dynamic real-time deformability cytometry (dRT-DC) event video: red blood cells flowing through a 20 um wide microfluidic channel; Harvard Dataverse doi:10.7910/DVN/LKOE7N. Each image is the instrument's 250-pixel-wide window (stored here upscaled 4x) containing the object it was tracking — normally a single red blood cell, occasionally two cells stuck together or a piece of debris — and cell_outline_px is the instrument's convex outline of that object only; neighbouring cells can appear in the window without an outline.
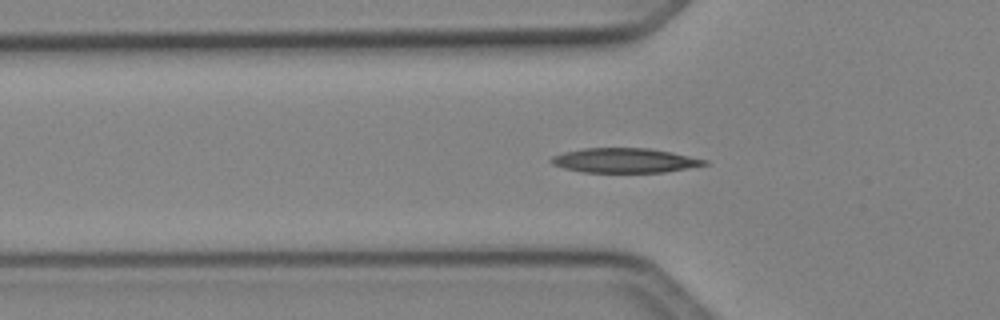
{"species": "Egyptian fruit bat (a non-hibernating species)", "species_latin": "Rousettus aegyptiacus", "temperature_condition": "cold", "stored_images_in_passage": 30, "camera_frame_rate_fps": 3000, "um_per_image_px": 0.085, "animal": {"sex": "female"}, "frame": {"image": 1, "passage_image": 2, "time_ms": 0.333, "image_size_px": [1000, 320], "cell_outline_px": [[708, 164], [688, 168], [664, 172], [584, 172], [564, 168], [552, 164], [548, 160], [552, 156], [564, 152], [584, 148], [648, 148], [672, 152], [708, 160]], "centroid_in_image_um": [53.09, 13.63], "position_along_channel_um": 72.7, "area_um2": 21.91}}
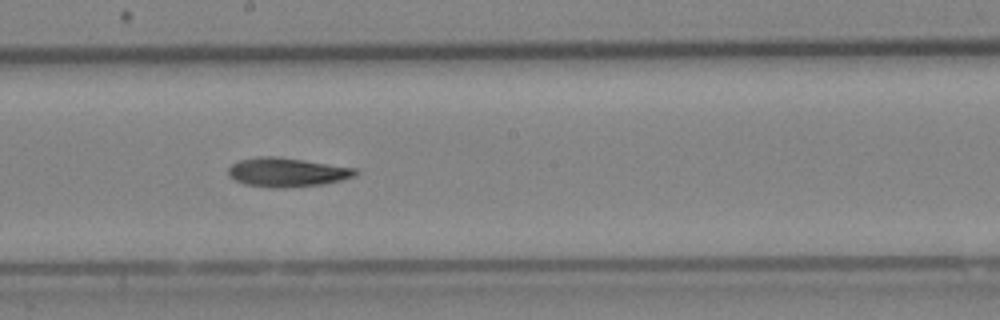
{"frame": {"image": 2, "passage_image": 13, "time_ms": 4.0, "image_size_px": [1000, 320], "cell_outline_px": [[360, 172], [356, 176], [324, 184], [284, 188], [268, 188], [244, 184], [228, 176], [228, 168], [232, 164], [240, 160], [260, 156], [276, 156], [304, 160], [356, 168]], "centroid_in_image_um": [24.4, 14.65], "position_along_channel_um": 223.8, "area_um2": 21.68}}
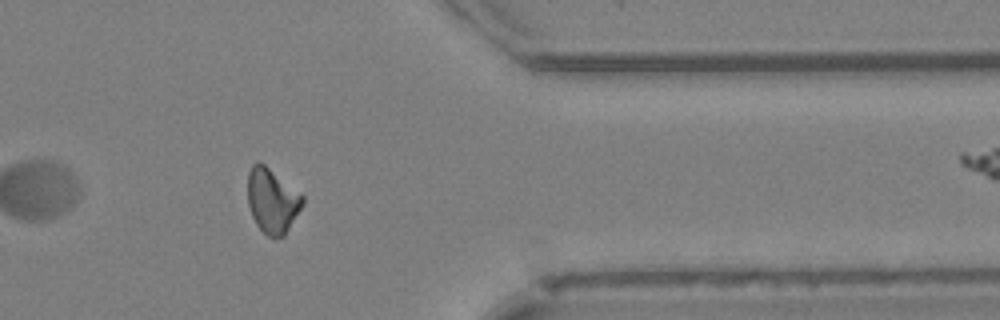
{"frame": {"image": 3, "passage_image": 26, "time_ms": 8.333, "image_size_px": [1000, 320], "cell_outline_px": [[304, 204], [284, 236], [268, 236], [256, 224], [252, 216], [248, 204], [248, 172], [252, 164], [256, 160], [260, 160], [304, 196]], "centroid_in_image_um": [23.13, 17.02], "position_along_channel_um": 388.3, "area_um2": 20.69}, "authors_computed_cell_mechanics": {"area_um2": 20.9525, "velocity_mm_per_s": 4.1302, "shape_relaxation_time_tau1_ms": 5.6812, "shape_relaxation_time_tau2_ms": null, "deformation_change_tau1": 0.1601, "deformation_change_tau2": null}}